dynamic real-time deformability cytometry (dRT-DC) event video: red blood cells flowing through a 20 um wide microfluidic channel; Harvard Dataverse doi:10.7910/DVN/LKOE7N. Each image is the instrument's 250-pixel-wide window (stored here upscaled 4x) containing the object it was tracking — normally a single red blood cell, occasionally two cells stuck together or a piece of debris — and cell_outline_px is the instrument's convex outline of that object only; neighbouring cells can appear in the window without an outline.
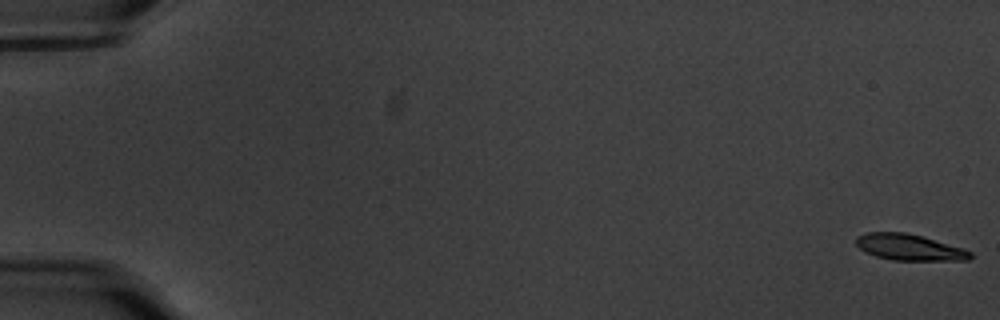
{"species": "common noctule bat (a hibernating species)", "species_latin": "Nyctalus noctula", "temperature_condition": "warm", "stored_images_in_passage": 59, "camera_frame_rate_fps": 3000, "um_per_image_px": 0.085, "animal": {"sex": "male", "body_mass_g": 20.1, "forearm_length_mm": 53.5}, "frame": {"image": 1, "passage_image": 1, "time_ms": 0.0, "image_size_px": [1000, 320], "cell_outline_px": [[972, 256], [968, 260], [892, 260], [876, 256], [864, 252], [856, 244], [856, 236], [868, 232], [904, 232], [924, 236], [964, 248], [972, 252]], "centroid_in_image_um": [77.3, 21.01], "position_along_channel_um": 7.7, "area_um2": 17.57}}
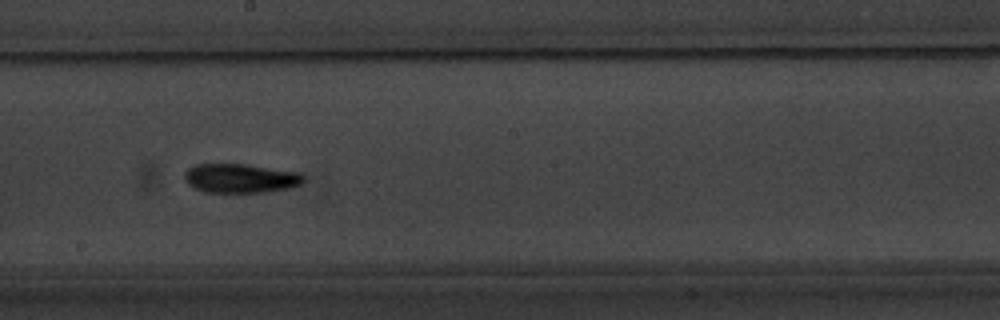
{"frame": {"image": 2, "passage_image": 34, "time_ms": 11.0, "image_size_px": [1000, 320], "cell_outline_px": [[304, 180], [300, 184], [292, 188], [268, 192], [204, 192], [188, 184], [184, 180], [184, 172], [188, 168], [196, 164], [248, 164], [300, 172], [304, 176]], "centroid_in_image_um": [20.46, 15.15], "position_along_channel_um": 227.7, "area_um2": 20.46}}
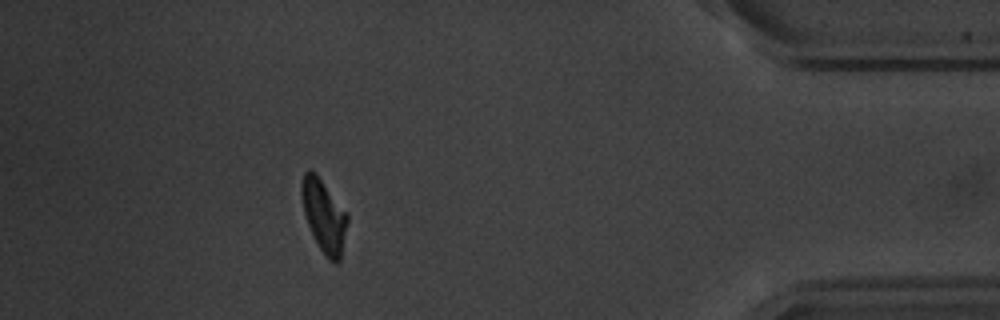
{"frame": {"image": 3, "passage_image": 53, "time_ms": 17.333, "image_size_px": [1000, 320], "cell_outline_px": [[348, 220], [340, 260], [336, 264], [328, 260], [320, 248], [308, 224], [304, 212], [300, 192], [300, 184], [304, 172], [308, 168], [316, 172], [348, 212]], "centroid_in_image_um": [27.54, 18.28], "position_along_channel_um": 407.7, "area_um2": 19.59}, "authors_computed_cell_mechanics": {"area_um2": 19.1896, "velocity_mm_per_s": 3.5366, "shape_relaxation_time_tau1_ms": 2.9211, "shape_relaxation_time_tau2_ms": null, "deformation_change_tau1": 0.1464, "deformation_change_tau2": null}}